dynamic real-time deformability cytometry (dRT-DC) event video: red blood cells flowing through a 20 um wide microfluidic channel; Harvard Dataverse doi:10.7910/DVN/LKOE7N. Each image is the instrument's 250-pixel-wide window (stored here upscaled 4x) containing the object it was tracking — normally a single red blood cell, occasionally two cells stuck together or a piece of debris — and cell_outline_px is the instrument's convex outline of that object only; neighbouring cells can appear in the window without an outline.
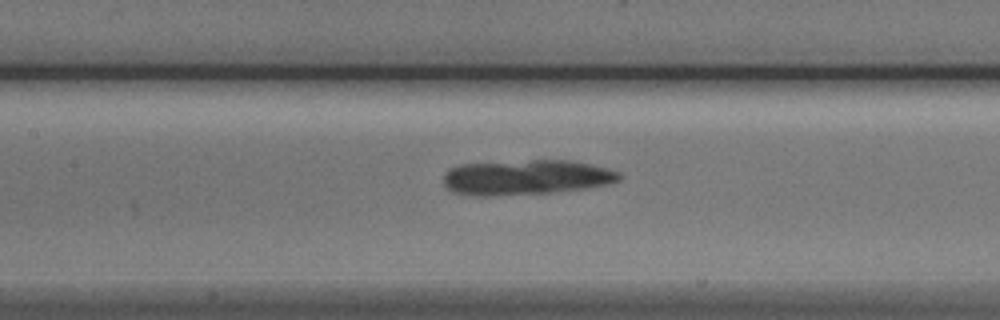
{"species": "Egyptian fruit bat (a non-hibernating species)", "species_latin": "Rousettus aegyptiacus", "temperature_condition": "cold", "stored_images_in_passage": 34, "camera_frame_rate_fps": 3000, "um_per_image_px": 0.085, "animal": {"sex": "male"}, "frame": {"image": 1, "passage_image": 15, "time_ms": 4.667, "image_size_px": [1000, 320], "cell_outline_px": [[620, 180], [604, 184], [584, 188], [548, 192], [484, 196], [476, 196], [452, 192], [444, 184], [444, 172], [448, 168], [460, 164], [532, 160], [568, 160], [592, 164], [620, 172]], "centroid_in_image_um": [44.66, 15.06], "position_along_channel_um": 162.7, "area_um2": 35.6}}
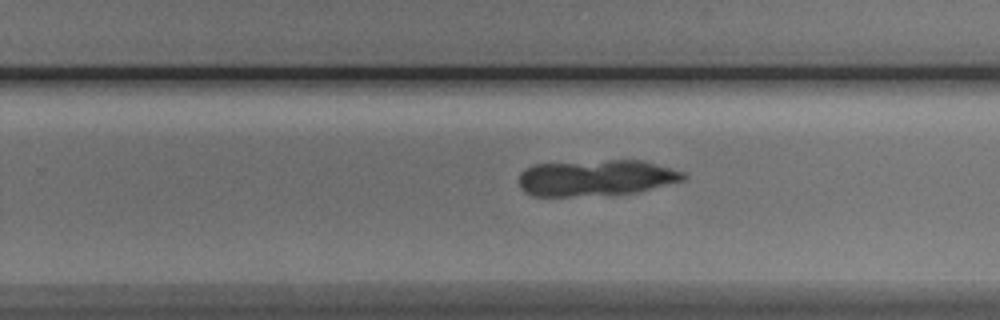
{"frame": {"image": 2, "passage_image": 24, "time_ms": 7.667, "image_size_px": [1000, 320], "cell_outline_px": [[688, 176], [684, 180], [636, 192], [572, 196], [532, 196], [524, 192], [520, 188], [520, 172], [524, 168], [532, 164], [608, 160], [644, 160], [684, 172]], "centroid_in_image_um": [50.63, 15.1], "position_along_channel_um": 279.2, "area_um2": 34.62}}
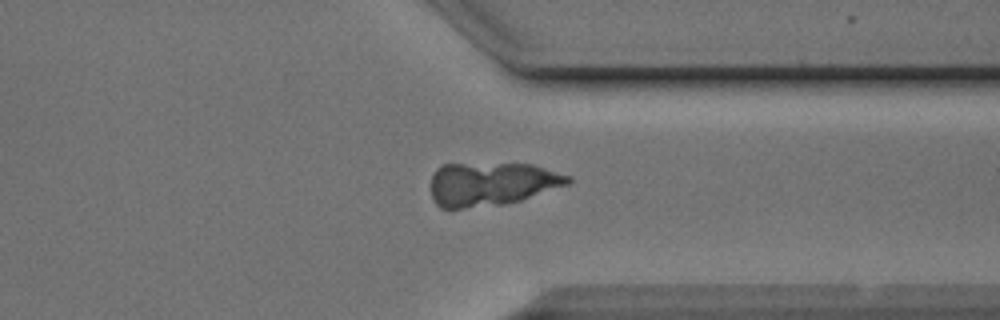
{"frame": {"image": 3, "passage_image": 31, "time_ms": 10.0, "image_size_px": [1000, 320], "cell_outline_px": [[572, 180], [568, 184], [520, 200], [500, 204], [464, 208], [440, 208], [432, 200], [432, 176], [436, 168], [444, 164], [532, 164], [572, 176]], "centroid_in_image_um": [41.77, 15.63], "position_along_channel_um": 369.6, "area_um2": 34.51}}